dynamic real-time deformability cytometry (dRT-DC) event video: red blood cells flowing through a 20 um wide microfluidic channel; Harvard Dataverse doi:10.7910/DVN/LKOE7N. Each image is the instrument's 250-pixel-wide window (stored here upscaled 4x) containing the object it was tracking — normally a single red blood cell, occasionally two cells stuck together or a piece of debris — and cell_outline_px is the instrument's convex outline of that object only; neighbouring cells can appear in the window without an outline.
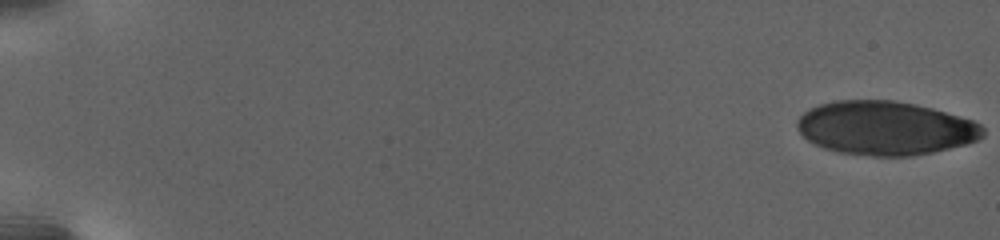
{"species": "human", "species_latin": "Homo sapiens", "temperature_condition": "warm", "stored_images_in_passage": 53, "camera_frame_rate_fps": 3000, "um_per_image_px": 0.085, "donor": {"sex": "female"}, "frame": {"image": 1, "passage_image": 1, "time_ms": 0.0, "image_size_px": [1000, 240], "cell_outline_px": [[984, 136], [968, 144], [932, 152], [912, 156], [872, 156], [840, 152], [824, 148], [808, 140], [796, 128], [796, 120], [804, 112], [820, 104], [836, 100], [892, 100], [932, 108], [972, 120], [980, 124], [984, 128]], "centroid_in_image_um": [75.25, 10.89], "position_along_channel_um": 9.7, "area_um2": 58.09}}
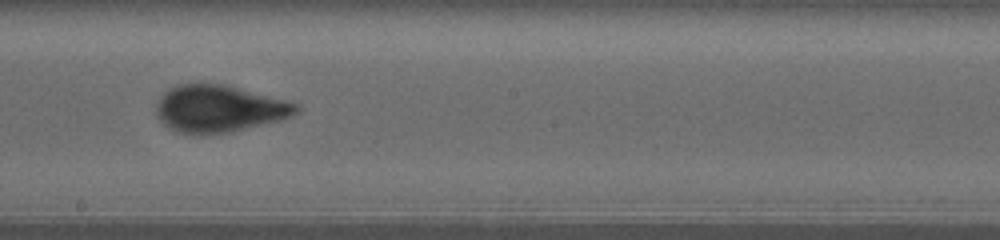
{"frame": {"image": 2, "passage_image": 35, "time_ms": 16.0, "image_size_px": [1000, 240], "cell_outline_px": [[300, 108], [292, 116], [280, 120], [228, 132], [204, 136], [200, 136], [180, 132], [168, 128], [156, 116], [156, 104], [160, 96], [164, 92], [176, 84], [220, 84], [300, 104]], "centroid_in_image_um": [18.56, 9.26], "position_along_channel_um": 229.6, "area_um2": 38.15}}
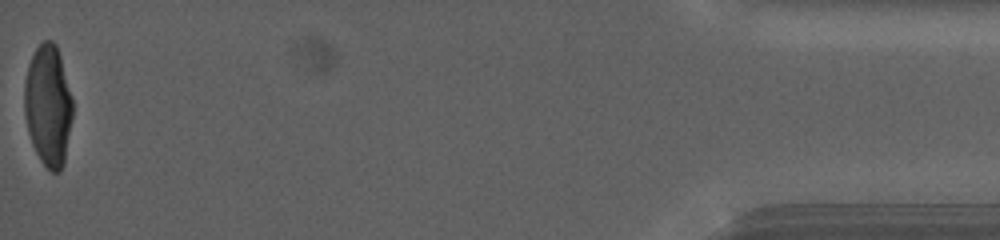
{"frame": {"image": 3, "passage_image": 53, "time_ms": 26.667, "image_size_px": [1000, 240], "cell_outline_px": [[72, 116], [64, 164], [60, 172], [52, 172], [40, 160], [32, 144], [28, 132], [24, 112], [24, 84], [28, 64], [36, 48], [44, 40], [52, 40], [56, 44], [60, 56], [72, 96]], "centroid_in_image_um": [4.09, 8.97], "position_along_channel_um": 431.1, "area_um2": 34.1}, "authors_computed_cell_mechanics": {"area_um2": 39.9398, "velocity_mm_per_s": 2.6798, "shape_relaxation_time_tau1_ms": 5.6268, "shape_relaxation_time_tau2_ms": null, "deformation_change_tau1": 0.2177, "deformation_change_tau2": null}}